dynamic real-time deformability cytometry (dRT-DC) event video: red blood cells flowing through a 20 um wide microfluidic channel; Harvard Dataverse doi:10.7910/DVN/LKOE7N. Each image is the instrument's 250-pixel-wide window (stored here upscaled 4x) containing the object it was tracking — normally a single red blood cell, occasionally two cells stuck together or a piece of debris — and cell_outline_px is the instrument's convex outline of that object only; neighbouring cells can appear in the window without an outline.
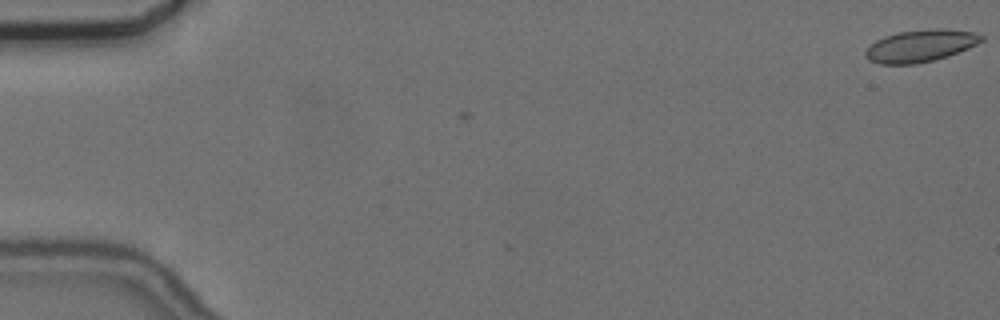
{"species": "common noctule bat (a hibernating species)", "species_latin": "Nyctalus noctula", "temperature_condition": "cold", "stored_images_in_passage": 4, "camera_frame_rate_fps": 3000, "um_per_image_px": 0.085, "animal": {"sex": "female", "body_mass_g": 24.6, "forearm_length_mm": 56.2}, "frame": {"image": 1, "passage_image": 4, "time_ms": 1.0, "image_size_px": [1000, 320], "cell_outline_px": [[984, 40], [968, 48], [948, 56], [916, 64], [880, 64], [868, 60], [864, 56], [864, 52], [876, 40], [884, 36], [896, 32], [928, 28], [944, 28], [972, 32], [984, 36]], "centroid_in_image_um": [78.22, 3.88], "position_along_channel_um": 6.8, "area_um2": 21.85}}